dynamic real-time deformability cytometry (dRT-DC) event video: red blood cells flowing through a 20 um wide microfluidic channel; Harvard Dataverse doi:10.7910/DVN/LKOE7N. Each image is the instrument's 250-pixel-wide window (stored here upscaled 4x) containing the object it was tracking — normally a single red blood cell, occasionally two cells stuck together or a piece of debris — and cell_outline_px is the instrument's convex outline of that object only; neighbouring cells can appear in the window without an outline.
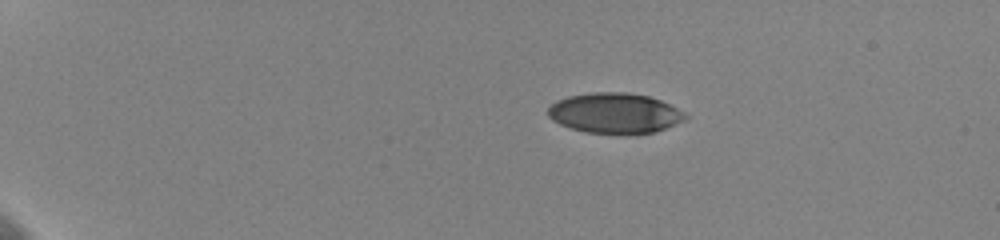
{"species": "human", "species_latin": "Homo sapiens", "temperature_condition": "cold", "stored_images_in_passage": 47, "camera_frame_rate_fps": 3000, "um_per_image_px": 0.085, "donor": {"sex": "female"}, "frame": {"image": 1, "passage_image": 1, "time_ms": 0.0, "image_size_px": [1000, 240], "cell_outline_px": [[688, 116], [684, 120], [656, 132], [620, 136], [584, 132], [560, 124], [552, 120], [548, 116], [548, 108], [556, 100], [568, 96], [592, 92], [628, 92], [648, 96], [660, 100], [684, 112]], "centroid_in_image_um": [52.24, 9.64], "position_along_channel_um": 32.8, "area_um2": 32.77}}
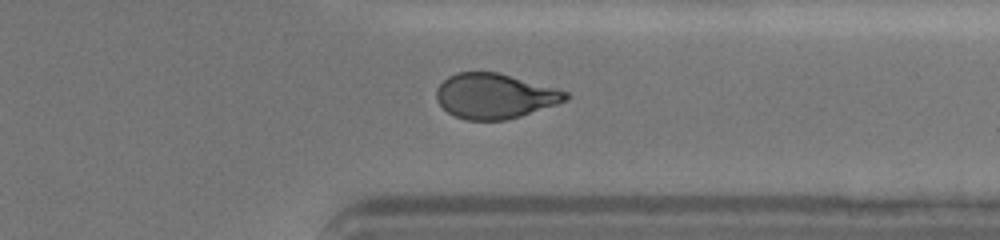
{"frame": {"image": 2, "passage_image": 37, "time_ms": 12.0, "image_size_px": [1000, 240], "cell_outline_px": [[568, 100], [520, 116], [504, 120], [468, 120], [456, 116], [448, 112], [436, 100], [436, 88], [448, 76], [456, 72], [500, 72], [556, 88], [568, 92]], "centroid_in_image_um": [42.04, 8.15], "position_along_channel_um": 369.4, "area_um2": 33.87}}
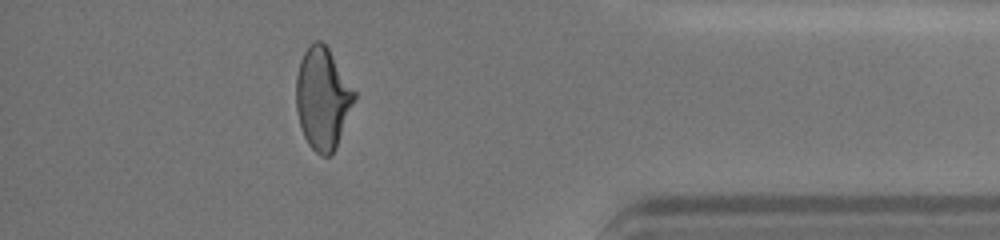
{"frame": {"image": 3, "passage_image": 42, "time_ms": 13.667, "image_size_px": [1000, 240], "cell_outline_px": [[356, 96], [336, 148], [328, 156], [320, 156], [308, 144], [304, 136], [300, 124], [296, 108], [296, 76], [300, 60], [304, 52], [316, 40], [320, 40], [328, 48], [356, 92]], "centroid_in_image_um": [27.41, 8.37], "position_along_channel_um": 407.8, "area_um2": 34.16}, "authors_computed_cell_mechanics": {"area_um2": 34.1598, "velocity_mm_per_s": 3.6, "shape_relaxation_time_tau1_ms": 4.6616, "shape_relaxation_time_tau2_ms": 1.94, "deformation_change_tau1": 0.153, "deformation_change_tau2": 0.0796}}